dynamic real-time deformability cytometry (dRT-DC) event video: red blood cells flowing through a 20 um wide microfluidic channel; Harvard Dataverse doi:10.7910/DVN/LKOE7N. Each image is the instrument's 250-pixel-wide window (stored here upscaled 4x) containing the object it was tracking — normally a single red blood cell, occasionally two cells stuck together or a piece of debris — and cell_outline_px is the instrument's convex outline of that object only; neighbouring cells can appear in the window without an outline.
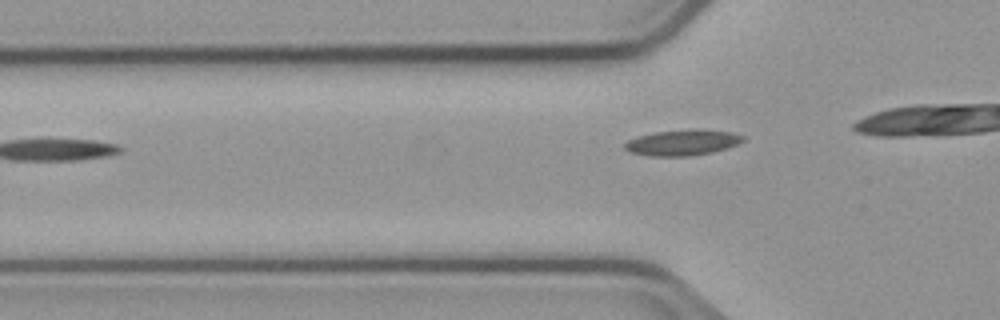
{"species": "common noctule bat (a hibernating species)", "species_latin": "Nyctalus noctula", "temperature_condition": "cold", "stored_images_in_passage": 6, "camera_frame_rate_fps": 3000, "um_per_image_px": 0.085, "animal": {"sex": "male", "body_mass_g": 23.1, "forearm_length_mm": 52.7}, "frame": {"image": 1, "passage_image": 3, "time_ms": 3.0, "image_size_px": [1000, 320], "cell_outline_px": [[744, 140], [728, 148], [712, 152], [688, 156], [652, 156], [632, 152], [624, 148], [624, 144], [628, 140], [636, 136], [652, 132], [696, 128], [732, 132], [744, 136]], "centroid_in_image_um": [58.01, 12.1], "position_along_channel_um": 67.8, "area_um2": 17.86}}